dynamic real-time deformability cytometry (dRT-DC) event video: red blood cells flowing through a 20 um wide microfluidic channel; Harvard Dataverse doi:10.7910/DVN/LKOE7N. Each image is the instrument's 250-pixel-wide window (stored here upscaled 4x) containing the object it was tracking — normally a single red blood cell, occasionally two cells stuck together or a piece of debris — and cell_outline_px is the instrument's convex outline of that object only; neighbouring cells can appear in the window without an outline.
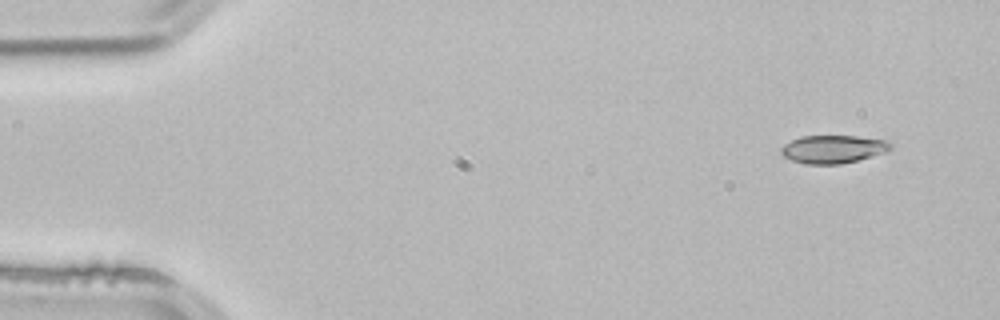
{"species": "common noctule bat (a hibernating species)", "species_latin": "Nyctalus noctula", "temperature_condition": "room temperature", "stored_images_in_passage": 3, "camera_frame_rate_fps": 3000, "um_per_image_px": 0.085, "animal": {"sex": "male", "body_mass_g": 21.5, "forearm_length_mm": 52.0}, "frame": {"image": 1, "passage_image": 1, "time_ms": 0.0, "image_size_px": [1000, 320], "cell_outline_px": [[892, 148], [888, 152], [840, 164], [808, 164], [792, 160], [784, 156], [780, 152], [780, 148], [784, 144], [800, 136], [856, 136], [888, 140], [892, 144]], "centroid_in_image_um": [70.84, 12.67], "position_along_channel_um": 14.2, "area_um2": 17.92}}
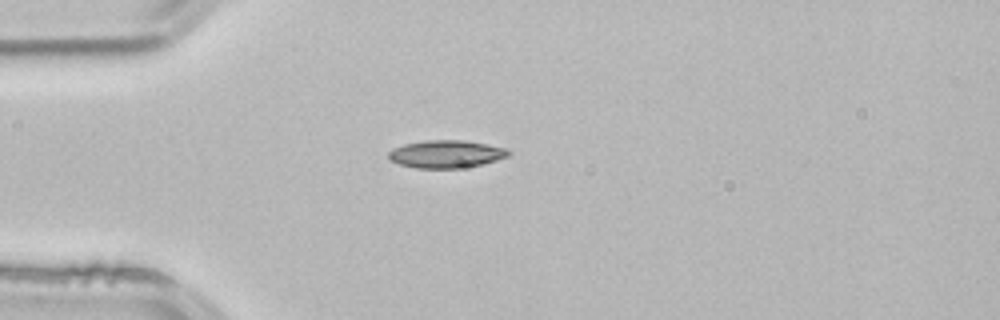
{"frame": {"image": 2, "passage_image": 3, "time_ms": 0.667, "image_size_px": [1000, 320], "cell_outline_px": [[512, 152], [508, 156], [496, 160], [480, 164], [456, 168], [416, 168], [400, 164], [392, 160], [388, 156], [388, 152], [392, 148], [404, 144], [424, 140], [464, 140], [508, 148]], "centroid_in_image_um": [37.92, 13.08], "position_along_channel_um": 47.1, "area_um2": 19.25}}